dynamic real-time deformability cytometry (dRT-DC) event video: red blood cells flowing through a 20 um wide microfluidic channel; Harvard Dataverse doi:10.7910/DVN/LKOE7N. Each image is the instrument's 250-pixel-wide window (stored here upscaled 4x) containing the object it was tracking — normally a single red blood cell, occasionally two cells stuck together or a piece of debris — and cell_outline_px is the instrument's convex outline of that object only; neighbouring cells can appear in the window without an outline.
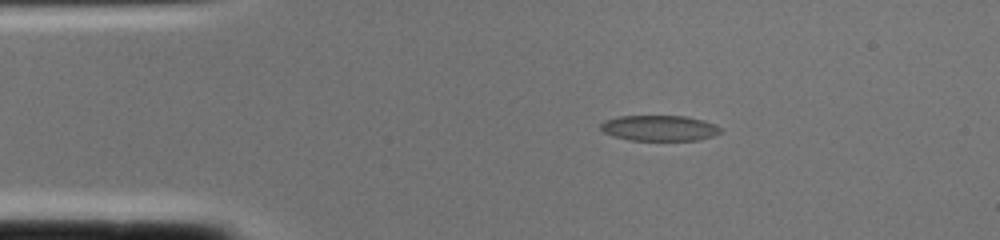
{"species": "common noctule bat (a hibernating species)", "species_latin": "Nyctalus noctula", "temperature_condition": "cold", "stored_images_in_passage": 1, "camera_frame_rate_fps": 3000, "um_per_image_px": 0.085, "animal": {"sex": "female", "body_mass_g": 22.0, "forearm_length_mm": 56.7}, "frame": {"image": 1, "passage_image": 1, "time_ms": 0.0, "image_size_px": [1000, 240], "cell_outline_px": [[720, 132], [712, 136], [700, 140], [628, 140], [612, 136], [604, 132], [600, 128], [600, 124], [604, 120], [620, 116], [684, 116], [704, 120], [716, 124], [720, 128]], "centroid_in_image_um": [56.03, 10.89], "position_along_channel_um": 29.0, "area_um2": 17.92}}